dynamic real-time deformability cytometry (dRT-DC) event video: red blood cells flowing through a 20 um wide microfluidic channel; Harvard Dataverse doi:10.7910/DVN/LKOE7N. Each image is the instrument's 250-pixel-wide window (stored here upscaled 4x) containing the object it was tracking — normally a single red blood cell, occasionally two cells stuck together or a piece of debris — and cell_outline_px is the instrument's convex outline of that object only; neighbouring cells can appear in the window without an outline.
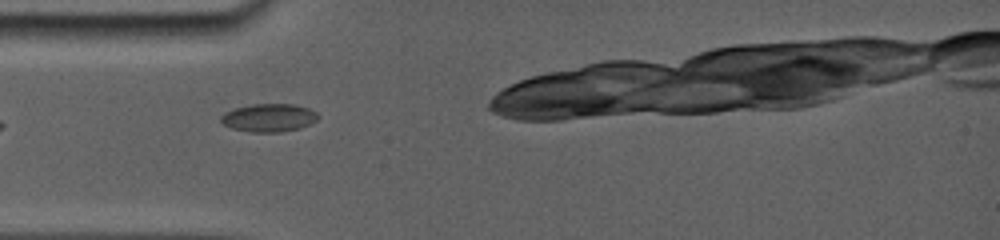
{"species": "common noctule bat (a hibernating species)", "species_latin": "Nyctalus noctula", "temperature_condition": "room temperature", "stored_images_in_passage": 31, "camera_frame_rate_fps": 5000, "um_per_image_px": 0.085, "animal": {"sex": "female", "body_mass_g": 19.0, "forearm_length_mm": 56.7}, "frame": {"image": 1, "passage_image": 1, "time_ms": 0.0, "image_size_px": [1000, 240], "cell_outline_px": [[320, 116], [316, 120], [308, 124], [296, 128], [272, 132], [256, 132], [232, 128], [224, 124], [220, 120], [220, 116], [224, 112], [236, 108], [252, 104], [296, 104], [308, 108], [316, 112]], "centroid_in_image_um": [22.84, 9.98], "position_along_channel_um": 62.2, "area_um2": 15.55}}
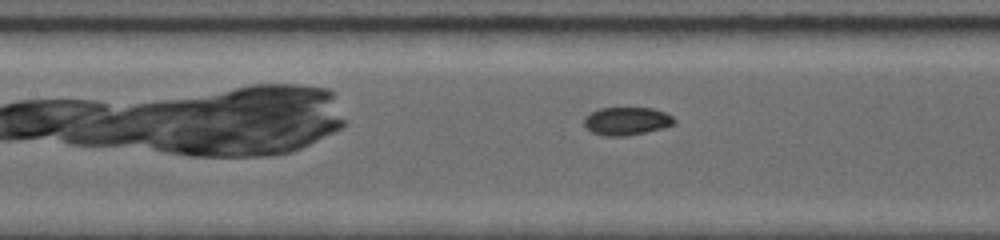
{"frame": {"image": 2, "passage_image": 15, "time_ms": 2.4, "image_size_px": [1000, 240], "cell_outline_px": [[676, 120], [672, 124], [660, 128], [644, 132], [620, 136], [608, 136], [592, 132], [584, 124], [584, 116], [600, 108], [652, 108], [664, 112], [672, 116]], "centroid_in_image_um": [53.24, 10.27], "position_along_channel_um": 154.2, "area_um2": 14.33}}
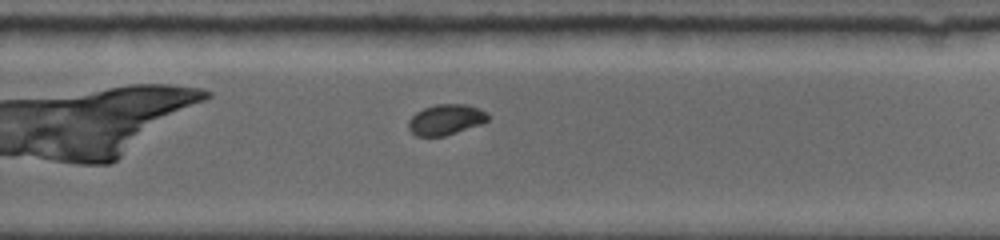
{"frame": {"image": 3, "passage_image": 31, "time_ms": 6.0, "image_size_px": [1000, 240], "cell_outline_px": [[488, 120], [484, 124], [444, 136], [416, 136], [408, 128], [408, 120], [416, 112], [424, 108], [436, 104], [468, 104], [480, 108], [488, 112]], "centroid_in_image_um": [37.93, 10.16], "position_along_channel_um": 291.9, "area_um2": 14.39}}